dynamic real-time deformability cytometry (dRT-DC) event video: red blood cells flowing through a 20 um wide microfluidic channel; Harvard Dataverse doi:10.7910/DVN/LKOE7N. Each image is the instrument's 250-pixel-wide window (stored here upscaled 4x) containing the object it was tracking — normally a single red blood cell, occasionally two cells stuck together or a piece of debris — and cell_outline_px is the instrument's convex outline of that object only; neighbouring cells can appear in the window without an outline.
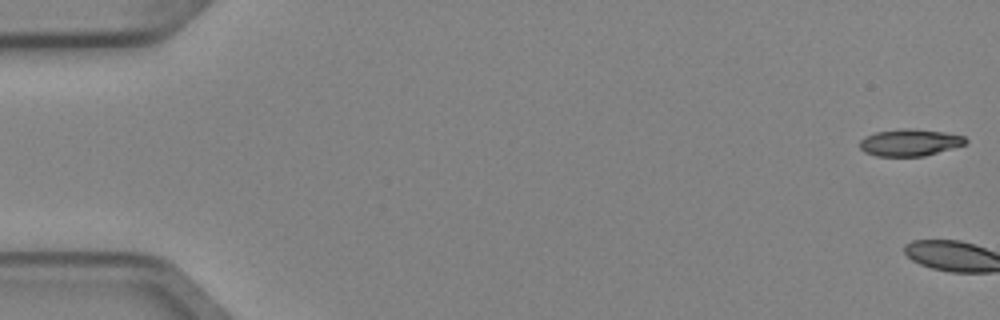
{"species": "Egyptian fruit bat (a non-hibernating species)", "species_latin": "Rousettus aegyptiacus", "temperature_condition": "cold", "stored_images_in_passage": 9, "camera_frame_rate_fps": 3000, "um_per_image_px": 0.085, "animal": {"sex": "female"}, "frame": {"image": 1, "passage_image": 1, "time_ms": 0.0, "image_size_px": [1000, 320], "cell_outline_px": [[968, 140], [964, 144], [924, 156], [876, 156], [864, 152], [860, 148], [860, 140], [864, 136], [876, 132], [904, 128], [912, 128], [944, 132], [964, 136]], "centroid_in_image_um": [77.29, 12.11], "position_along_channel_um": 7.7, "area_um2": 16.53}}
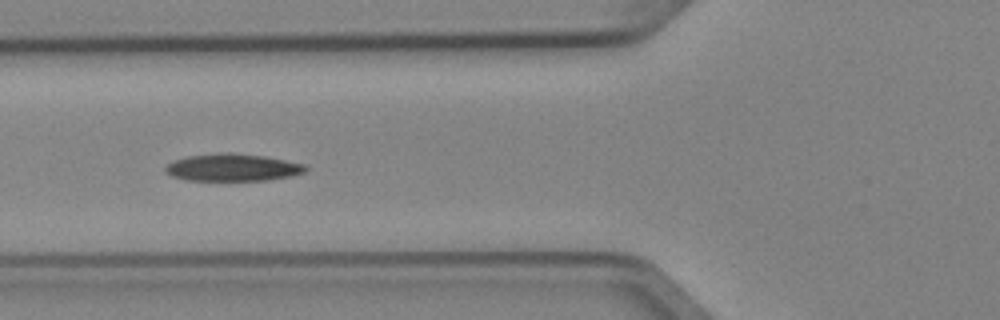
{"frame": {"image": 2, "passage_image": 7, "time_ms": 2.0, "image_size_px": [1000, 320], "cell_outline_px": [[308, 168], [304, 172], [292, 176], [264, 180], [188, 180], [172, 176], [164, 172], [164, 168], [172, 160], [188, 156], [224, 152], [232, 152], [264, 156], [304, 164]], "centroid_in_image_um": [19.74, 14.23], "position_along_channel_um": 106.1, "area_um2": 22.25}}
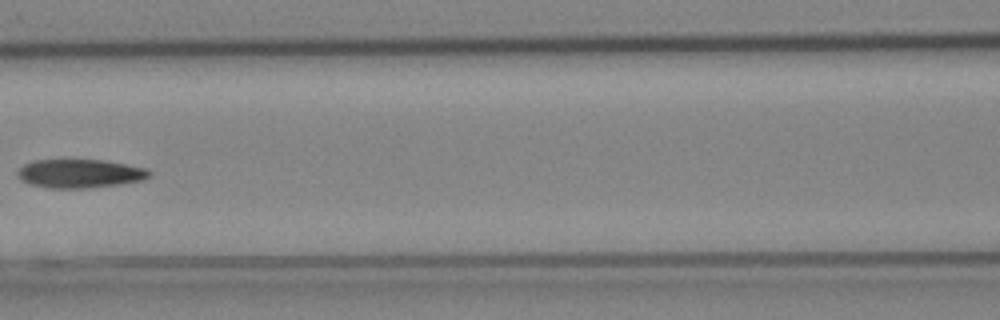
{"frame": {"image": 3, "passage_image": 8, "time_ms": 2.333, "image_size_px": [1000, 320], "cell_outline_px": [[152, 172], [144, 180], [116, 184], [84, 188], [48, 188], [28, 184], [20, 180], [16, 172], [24, 164], [32, 160], [104, 160], [148, 168]], "centroid_in_image_um": [6.76, 14.74], "position_along_channel_um": 159.8, "area_um2": 22.02}}